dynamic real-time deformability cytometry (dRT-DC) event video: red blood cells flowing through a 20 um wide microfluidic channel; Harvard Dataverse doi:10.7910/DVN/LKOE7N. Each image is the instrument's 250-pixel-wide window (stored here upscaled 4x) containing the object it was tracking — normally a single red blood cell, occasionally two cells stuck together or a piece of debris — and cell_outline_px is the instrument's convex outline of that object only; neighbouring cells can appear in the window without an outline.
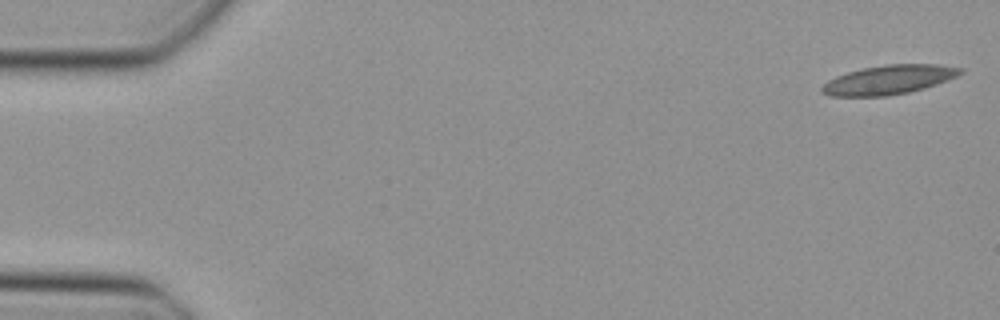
{"species": "Egyptian fruit bat (a non-hibernating species)", "species_latin": "Rousettus aegyptiacus", "temperature_condition": "cold", "stored_images_in_passage": 48, "camera_frame_rate_fps": 3000, "um_per_image_px": 0.085, "animal": {"sex": "female"}, "frame": {"image": 1, "passage_image": 1, "time_ms": 0.0, "image_size_px": [1000, 320], "cell_outline_px": [[964, 72], [956, 76], [924, 88], [908, 92], [884, 96], [832, 96], [820, 92], [820, 88], [828, 80], [836, 76], [848, 72], [864, 68], [888, 64], [936, 64], [964, 68]], "centroid_in_image_um": [75.53, 6.77], "position_along_channel_um": 9.5, "area_um2": 23.29}}
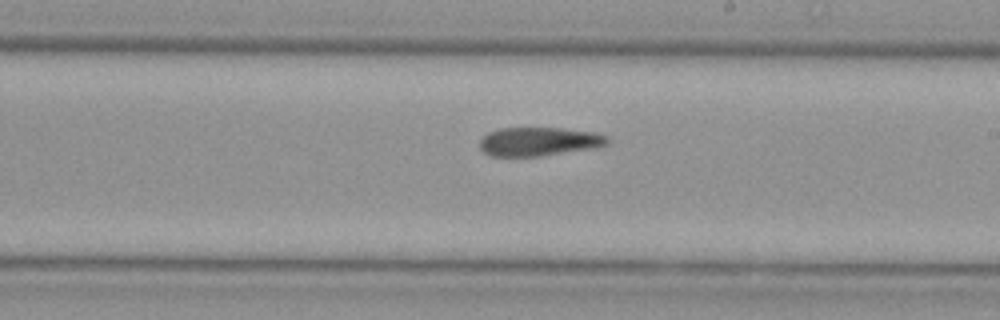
{"frame": {"image": 2, "passage_image": 28, "time_ms": 9.0, "image_size_px": [1000, 320], "cell_outline_px": [[608, 144], [600, 148], [540, 156], [492, 156], [484, 152], [480, 148], [480, 140], [488, 132], [500, 128], [560, 128], [592, 132], [608, 136]], "centroid_in_image_um": [45.85, 12.04], "position_along_channel_um": 243.2, "area_um2": 21.5}}
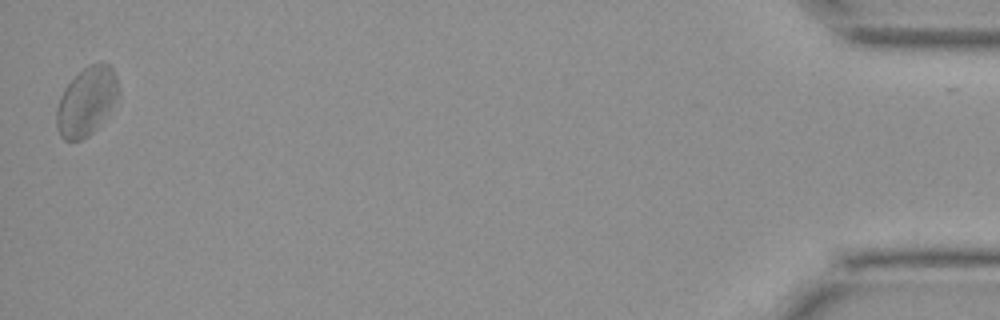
{"frame": {"image": 3, "passage_image": 48, "time_ms": 15.667, "image_size_px": [1000, 320], "cell_outline_px": [[120, 96], [108, 116], [88, 136], [80, 140], [64, 140], [60, 136], [56, 128], [56, 108], [60, 96], [64, 88], [88, 64], [100, 60], [104, 60], [112, 68], [116, 76], [120, 88]], "centroid_in_image_um": [7.39, 8.6], "position_along_channel_um": 427.8, "area_um2": 25.32}}